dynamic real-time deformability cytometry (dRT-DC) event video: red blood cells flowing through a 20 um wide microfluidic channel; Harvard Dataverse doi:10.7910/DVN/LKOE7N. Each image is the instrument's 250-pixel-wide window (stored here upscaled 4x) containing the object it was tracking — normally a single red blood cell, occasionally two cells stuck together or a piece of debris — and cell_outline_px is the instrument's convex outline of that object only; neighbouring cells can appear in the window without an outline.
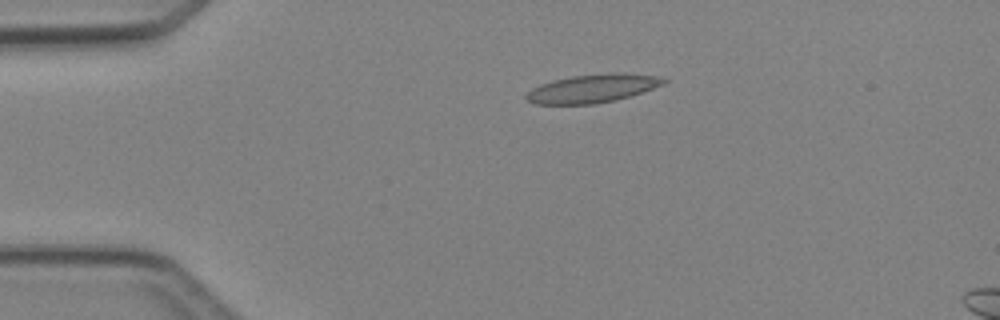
{"species": "Egyptian fruit bat (a non-hibernating species)", "species_latin": "Rousettus aegyptiacus", "temperature_condition": "cold", "stored_images_in_passage": 5, "camera_frame_rate_fps": 3000, "um_per_image_px": 0.085, "animal": {"sex": "female"}, "frame": {"image": 1, "passage_image": 3, "time_ms": 2.0, "image_size_px": [1000, 320], "cell_outline_px": [[668, 80], [664, 84], [616, 100], [596, 104], [536, 104], [528, 100], [524, 96], [532, 88], [540, 84], [552, 80], [572, 76], [612, 72], [656, 76]], "centroid_in_image_um": [50.32, 7.52], "position_along_channel_um": 34.7, "area_um2": 22.48}}